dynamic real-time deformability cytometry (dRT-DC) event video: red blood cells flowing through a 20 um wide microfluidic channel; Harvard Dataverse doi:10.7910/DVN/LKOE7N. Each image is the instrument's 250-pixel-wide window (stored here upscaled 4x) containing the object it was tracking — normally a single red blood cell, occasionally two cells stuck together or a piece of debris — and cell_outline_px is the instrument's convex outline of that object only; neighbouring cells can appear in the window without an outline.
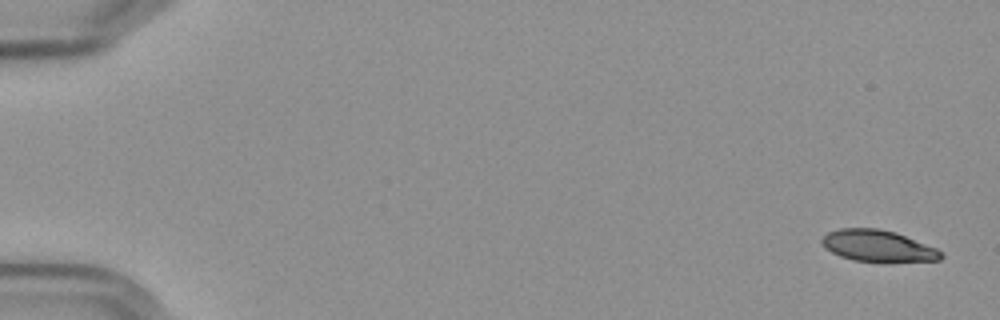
{"species": "Egyptian fruit bat (a non-hibernating species)", "species_latin": "Rousettus aegyptiacus", "temperature_condition": "cold", "stored_images_in_passage": 56, "camera_frame_rate_fps": 3000, "um_per_image_px": 0.085, "frame": {"image": 1, "passage_image": 1, "time_ms": 0.0, "image_size_px": [1000, 320], "cell_outline_px": [[944, 256], [940, 260], [888, 264], [852, 260], [840, 256], [832, 252], [820, 240], [828, 232], [840, 228], [880, 228], [896, 232], [936, 248], [944, 252]], "centroid_in_image_um": [74.7, 20.94], "position_along_channel_um": 10.3, "area_um2": 22.54}}
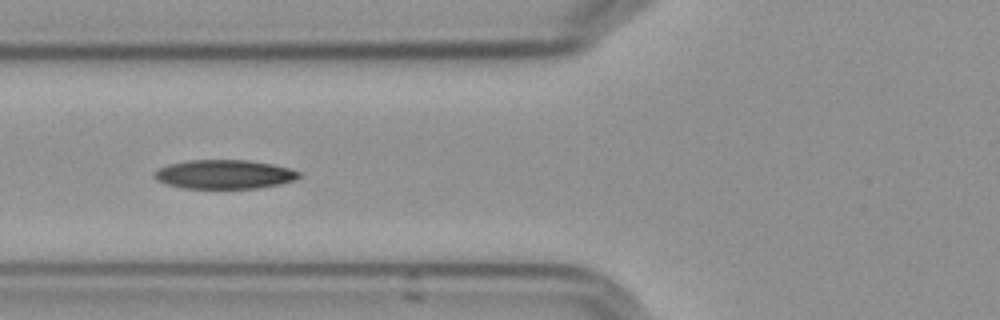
{"frame": {"image": 2, "passage_image": 22, "time_ms": 7.0, "image_size_px": [1000, 320], "cell_outline_px": [[300, 176], [296, 180], [280, 184], [256, 188], [184, 188], [168, 184], [156, 180], [152, 176], [152, 172], [168, 164], [188, 160], [248, 160], [272, 164], [288, 168], [300, 172]], "centroid_in_image_um": [19.05, 14.81], "position_along_channel_um": 106.8, "area_um2": 24.45}}
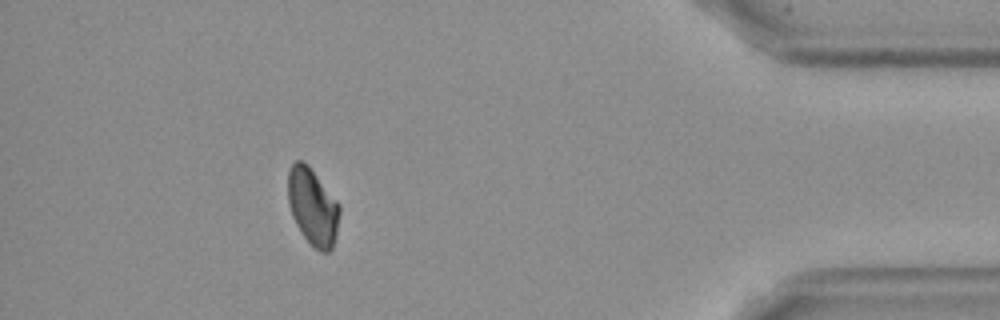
{"frame": {"image": 3, "passage_image": 51, "time_ms": 16.667, "image_size_px": [1000, 320], "cell_outline_px": [[340, 212], [336, 232], [332, 248], [328, 252], [320, 252], [312, 248], [296, 224], [292, 216], [288, 204], [288, 172], [292, 164], [296, 160], [300, 160], [308, 164], [340, 204]], "centroid_in_image_um": [26.57, 17.57], "position_along_channel_um": 408.6, "area_um2": 23.24}, "authors_computed_cell_mechanics": {"area_um2": 24.1604, "velocity_mm_per_s": 3.5878, "shape_relaxation_time_tau1_ms": 8.8242, "shape_relaxation_time_tau2_ms": null, "deformation_change_tau1": 0.1835, "deformation_change_tau2": null}}